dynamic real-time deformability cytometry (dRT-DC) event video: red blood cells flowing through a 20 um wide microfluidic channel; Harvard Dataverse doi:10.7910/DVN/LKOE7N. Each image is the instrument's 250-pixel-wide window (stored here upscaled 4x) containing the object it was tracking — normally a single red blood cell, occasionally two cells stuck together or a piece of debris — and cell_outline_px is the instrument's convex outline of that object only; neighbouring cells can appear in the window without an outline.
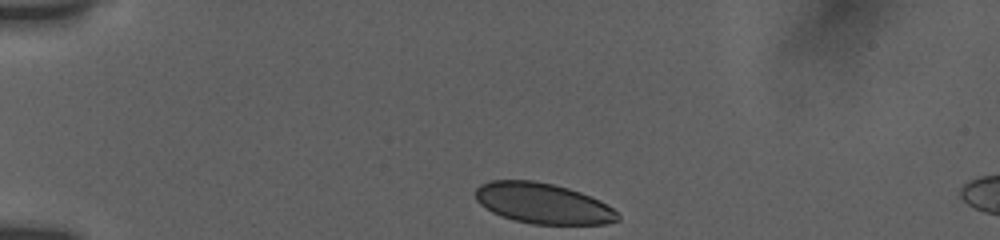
{"species": "human", "species_latin": "Homo sapiens", "temperature_condition": "room temperature", "stored_images_in_passage": 42, "camera_frame_rate_fps": 3000, "um_per_image_px": 0.085, "donor": {"sex": "female"}, "frame": {"image": 1, "passage_image": 1, "time_ms": 0.0, "image_size_px": [1000, 240], "cell_outline_px": [[620, 220], [604, 224], [532, 224], [512, 220], [500, 216], [492, 212], [480, 204], [476, 200], [476, 188], [480, 184], [492, 180], [532, 180], [552, 184], [568, 188], [580, 192], [600, 200], [612, 208], [620, 216]], "centroid_in_image_um": [46.13, 17.29], "position_along_channel_um": 38.9, "area_um2": 33.7}}
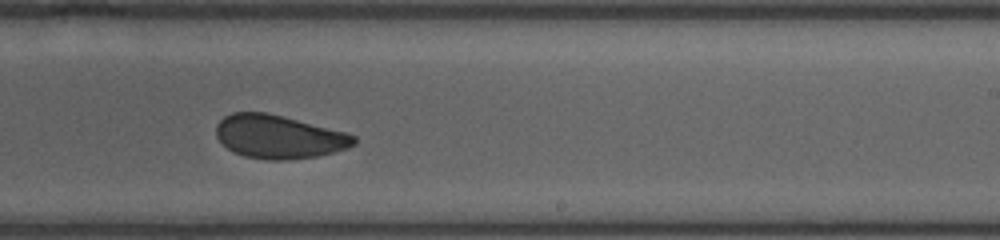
{"frame": {"image": 2, "passage_image": 23, "time_ms": 7.333, "image_size_px": [1000, 240], "cell_outline_px": [[356, 144], [348, 148], [316, 156], [288, 160], [268, 160], [244, 156], [232, 152], [216, 136], [216, 124], [224, 116], [232, 112], [264, 112], [348, 132], [356, 136]], "centroid_in_image_um": [23.7, 11.63], "position_along_channel_um": 265.3, "area_um2": 34.85}}
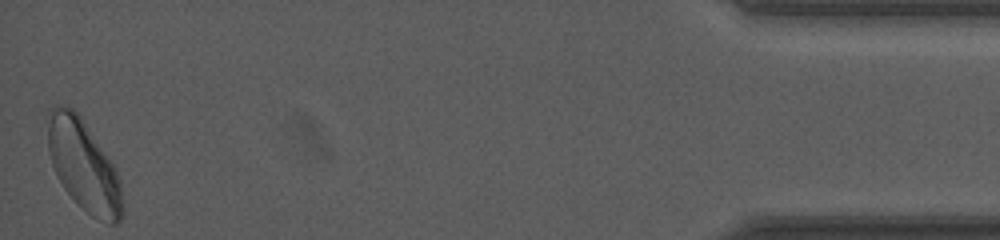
{"frame": {"image": 3, "passage_image": 42, "time_ms": 13.667, "image_size_px": [1000, 240], "cell_outline_px": [[124, 216], [116, 224], [108, 224], [92, 216], [64, 188], [56, 176], [48, 152], [48, 108], [56, 104], [60, 104], [72, 108], [80, 116], [108, 156], [120, 180], [124, 204]], "centroid_in_image_um": [7.12, 14.07], "position_along_channel_um": 428.1, "area_um2": 39.54}, "authors_computed_cell_mechanics": {"area_um2": 36.1539, "velocity_mm_per_s": 3.8222, "shape_relaxation_time_tau1_ms": 4.4176, "shape_relaxation_time_tau2_ms": 1.214, "deformation_change_tau1": 0.0879, "deformation_change_tau2": 0.0513}}